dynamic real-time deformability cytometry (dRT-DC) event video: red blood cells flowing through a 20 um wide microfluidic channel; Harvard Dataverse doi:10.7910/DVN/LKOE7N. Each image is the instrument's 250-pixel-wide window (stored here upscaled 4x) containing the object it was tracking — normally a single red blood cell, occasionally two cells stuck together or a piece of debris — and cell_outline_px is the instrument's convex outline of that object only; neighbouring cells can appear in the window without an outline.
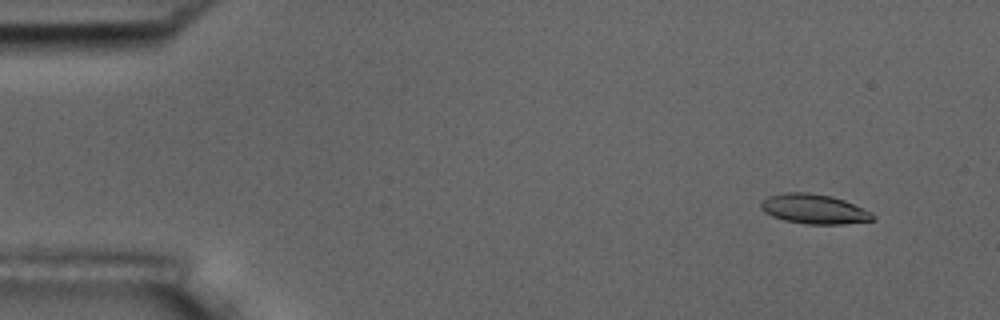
{"species": "common noctule bat (a hibernating species)", "species_latin": "Nyctalus noctula", "temperature_condition": "room temperature", "stored_images_in_passage": 4, "camera_frame_rate_fps": 3000, "um_per_image_px": 0.085, "animal": {"sex": "male", "body_mass_g": 17.5, "forearm_length_mm": 52.3}, "frame": {"image": 1, "passage_image": 1, "time_ms": 0.0, "image_size_px": [1000, 320], "cell_outline_px": [[876, 220], [844, 224], [804, 224], [784, 220], [772, 216], [764, 212], [760, 208], [760, 200], [768, 196], [788, 192], [808, 192], [832, 196], [844, 200], [872, 212], [876, 216]], "centroid_in_image_um": [69.2, 17.77], "position_along_channel_um": 15.8, "area_um2": 19.59}}
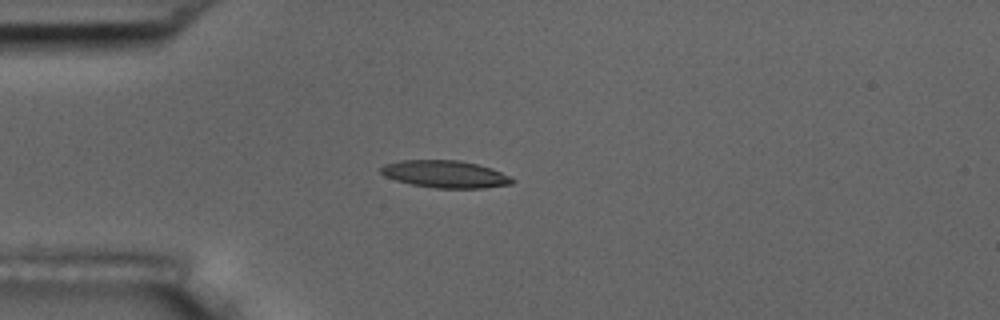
{"frame": {"image": 2, "passage_image": 4, "time_ms": 3.333, "image_size_px": [1000, 320], "cell_outline_px": [[516, 180], [512, 184], [484, 188], [436, 188], [412, 184], [396, 180], [384, 176], [380, 172], [380, 168], [384, 164], [400, 160], [460, 160], [492, 168], [512, 176]], "centroid_in_image_um": [37.87, 14.8], "position_along_channel_um": 47.1, "area_um2": 21.04}}